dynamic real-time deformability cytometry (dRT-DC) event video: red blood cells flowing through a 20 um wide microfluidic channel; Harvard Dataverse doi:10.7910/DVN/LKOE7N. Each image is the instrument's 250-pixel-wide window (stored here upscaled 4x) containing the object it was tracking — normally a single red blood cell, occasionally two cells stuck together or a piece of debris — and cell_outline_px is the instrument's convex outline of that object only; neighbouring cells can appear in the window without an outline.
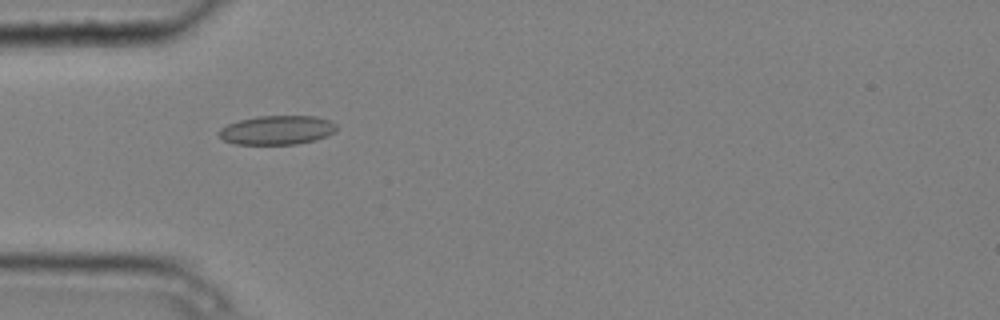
{"species": "common noctule bat (a hibernating species)", "species_latin": "Nyctalus noctula", "temperature_condition": "cold", "stored_images_in_passage": 3, "camera_frame_rate_fps": 3000, "um_per_image_px": 0.085, "animal": {"sex": "male", "body_mass_g": 20.4}, "frame": {"image": 1, "passage_image": 2, "time_ms": 0.333, "image_size_px": [1000, 320], "cell_outline_px": [[336, 132], [316, 140], [296, 144], [236, 144], [224, 140], [220, 136], [220, 128], [228, 124], [240, 120], [260, 116], [316, 116], [328, 120], [336, 124]], "centroid_in_image_um": [23.58, 11.06], "position_along_channel_um": 61.4, "area_um2": 19.77}}
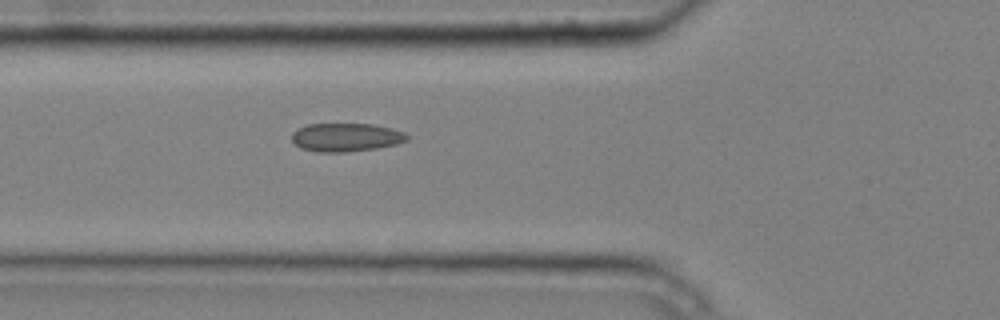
{"frame": {"image": 2, "passage_image": 3, "time_ms": 0.667, "image_size_px": [1000, 320], "cell_outline_px": [[408, 140], [396, 144], [376, 148], [344, 152], [316, 152], [300, 148], [292, 140], [292, 132], [308, 124], [372, 124], [392, 128], [404, 132], [408, 136]], "centroid_in_image_um": [29.41, 11.67], "position_along_channel_um": 96.4, "area_um2": 19.02}}